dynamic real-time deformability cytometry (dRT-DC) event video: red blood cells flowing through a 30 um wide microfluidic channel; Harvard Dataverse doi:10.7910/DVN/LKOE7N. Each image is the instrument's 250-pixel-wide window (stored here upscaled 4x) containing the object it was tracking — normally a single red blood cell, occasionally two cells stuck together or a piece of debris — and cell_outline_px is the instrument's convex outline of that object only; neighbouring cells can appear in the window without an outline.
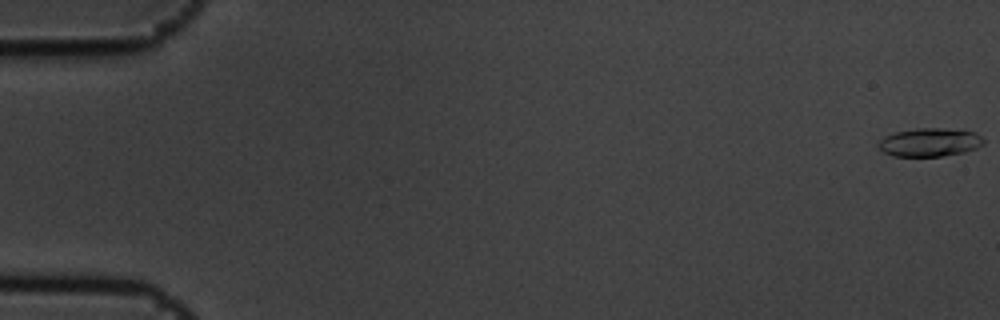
{"species": "common noctule bat (a hibernating species)", "species_latin": "Nyctalus noctula", "temperature_condition": "cold", "stored_images_in_passage": 5, "camera_frame_rate_fps": 3000, "um_per_image_px": 0.085, "animal": {"sex": "male", "body_mass_g": 19.5, "forearm_length_mm": 54.6}, "frame": {"image": 1, "passage_image": 1, "time_ms": 0.0, "image_size_px": [1000, 320], "cell_outline_px": [[984, 144], [976, 148], [964, 152], [940, 156], [892, 156], [884, 152], [876, 144], [884, 136], [896, 132], [916, 128], [940, 128], [976, 132], [984, 140]], "centroid_in_image_um": [79.01, 12.09], "position_along_channel_um": 6.0, "area_um2": 17.34}}
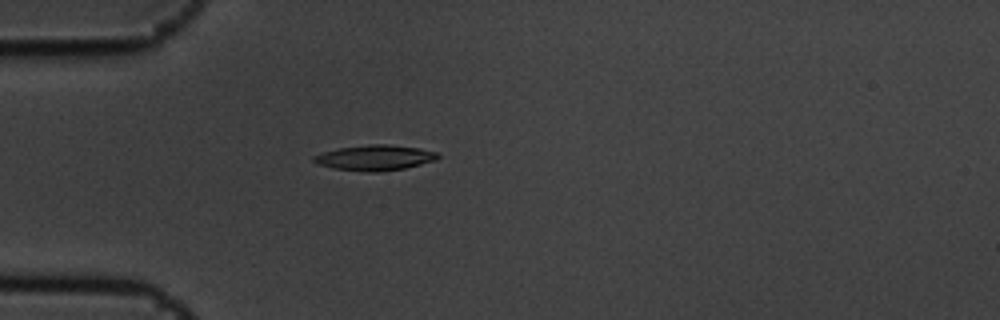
{"frame": {"image": 2, "passage_image": 5, "time_ms": 1.333, "image_size_px": [1000, 320], "cell_outline_px": [[440, 156], [436, 160], [404, 168], [376, 172], [372, 172], [332, 168], [320, 164], [312, 160], [312, 156], [324, 152], [340, 148], [368, 144], [388, 144], [420, 148], [436, 152]], "centroid_in_image_um": [31.88, 13.39], "position_along_channel_um": 53.1, "area_um2": 18.15}}